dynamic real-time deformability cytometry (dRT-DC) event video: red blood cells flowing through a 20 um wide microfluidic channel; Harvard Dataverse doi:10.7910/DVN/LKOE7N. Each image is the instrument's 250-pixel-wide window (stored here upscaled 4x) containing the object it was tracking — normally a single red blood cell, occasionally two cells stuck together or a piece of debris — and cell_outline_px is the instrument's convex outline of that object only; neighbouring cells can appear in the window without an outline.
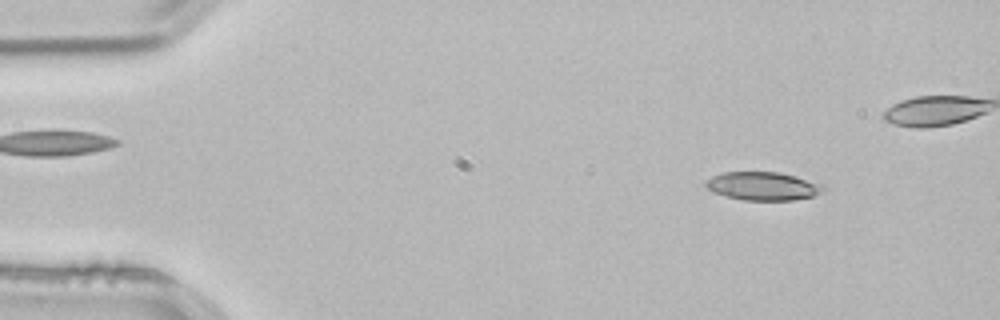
{"species": "common noctule bat (a hibernating species)", "species_latin": "Nyctalus noctula", "temperature_condition": "room temperature", "stored_images_in_passage": 13, "camera_frame_rate_fps": 3000, "um_per_image_px": 0.085, "animal": {"sex": "male", "body_mass_g": 21.5, "forearm_length_mm": 52.0}, "frame": {"image": 1, "passage_image": 6, "time_ms": 1.667, "image_size_px": [1000, 320], "cell_outline_px": [[824, 192], [812, 196], [792, 200], [744, 200], [724, 196], [708, 188], [704, 184], [712, 176], [724, 172], [780, 172], [824, 184]], "centroid_in_image_um": [64.88, 15.81], "position_along_channel_um": 20.1, "area_um2": 19.31}}